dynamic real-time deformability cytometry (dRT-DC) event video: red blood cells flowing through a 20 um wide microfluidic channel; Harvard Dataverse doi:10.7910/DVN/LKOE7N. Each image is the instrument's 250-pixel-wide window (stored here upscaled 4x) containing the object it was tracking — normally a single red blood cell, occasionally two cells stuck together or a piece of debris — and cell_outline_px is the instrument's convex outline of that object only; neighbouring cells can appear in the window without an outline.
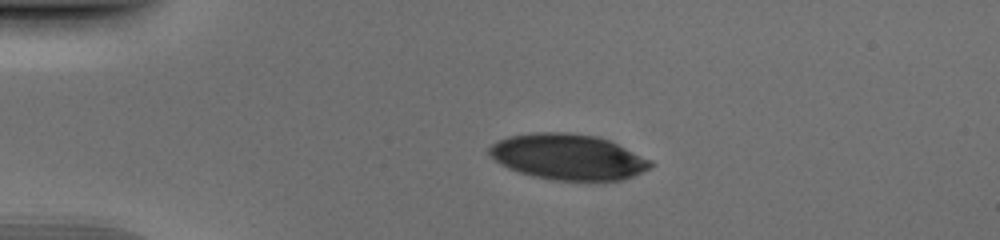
{"species": "human", "species_latin": "Homo sapiens", "temperature_condition": "cold", "stored_images_in_passage": 41, "camera_frame_rate_fps": 3000, "um_per_image_px": 0.085, "donor": {"sex": "male"}, "frame": {"image": 1, "passage_image": 1, "time_ms": 0.0, "image_size_px": [1000, 240], "cell_outline_px": [[656, 164], [624, 180], [552, 180], [520, 172], [508, 168], [500, 164], [488, 152], [488, 148], [492, 144], [508, 136], [536, 132], [568, 132], [596, 136], [608, 140], [652, 160]], "centroid_in_image_um": [48.29, 13.33], "position_along_channel_um": 36.7, "area_um2": 42.66}}
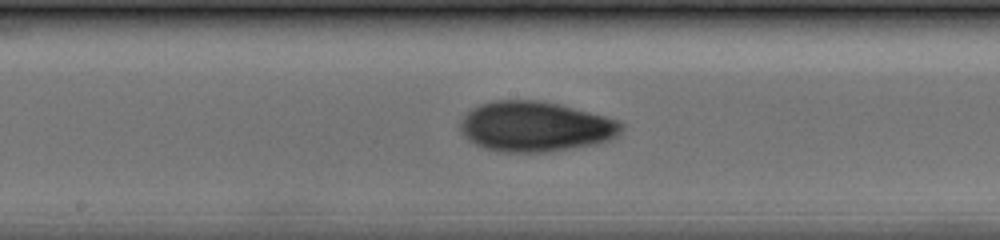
{"frame": {"image": 2, "passage_image": 17, "time_ms": 5.333, "image_size_px": [1000, 240], "cell_outline_px": [[624, 128], [616, 136], [608, 140], [596, 144], [548, 152], [496, 152], [484, 148], [468, 140], [460, 132], [460, 120], [472, 108], [480, 104], [492, 100], [540, 100], [560, 104], [620, 120], [624, 124]], "centroid_in_image_um": [45.5, 10.76], "position_along_channel_um": 202.7, "area_um2": 47.51}}
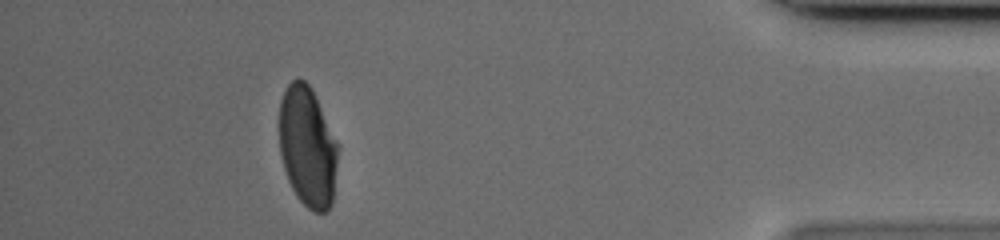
{"frame": {"image": 3, "passage_image": 36, "time_ms": 11.667, "image_size_px": [1000, 240], "cell_outline_px": [[340, 148], [332, 204], [328, 212], [312, 212], [296, 196], [288, 180], [284, 168], [280, 152], [280, 100], [288, 84], [292, 80], [304, 80], [312, 88], [340, 144]], "centroid_in_image_um": [26.19, 12.49], "position_along_channel_um": 409.0, "area_um2": 41.85}}